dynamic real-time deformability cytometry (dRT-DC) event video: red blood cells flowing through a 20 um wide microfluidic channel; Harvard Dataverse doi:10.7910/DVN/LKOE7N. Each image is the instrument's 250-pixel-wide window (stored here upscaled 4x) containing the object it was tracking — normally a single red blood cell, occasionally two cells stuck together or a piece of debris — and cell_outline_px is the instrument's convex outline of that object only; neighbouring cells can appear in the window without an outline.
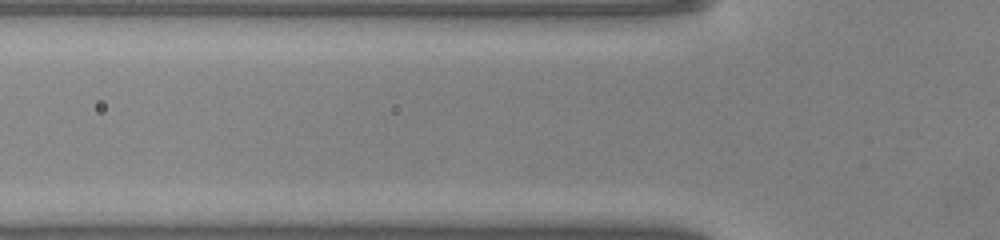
{"species": "common noctule bat (a hibernating species)", "species_latin": "Nyctalus noctula", "temperature_condition": "warm", "stored_images_in_passage": 3, "camera_frame_rate_fps": 3000, "um_per_image_px": 0.085, "animal": {"sex": "male", "body_mass_g": 20.0, "forearm_length_mm": 53.3}, "frame": {"image": 1, "passage_image": 2, "time_ms": 0.333, "image_size_px": [1000, 240], "cell_outline_px": [[620, 180], [596, 184], [532, 184], [468, 180], [472, 176], [532, 172], [612, 172], [620, 176]], "centroid_in_image_um": [46.84, 15.12], "position_along_channel_um": 79.0, "area_um2": 10.75}}